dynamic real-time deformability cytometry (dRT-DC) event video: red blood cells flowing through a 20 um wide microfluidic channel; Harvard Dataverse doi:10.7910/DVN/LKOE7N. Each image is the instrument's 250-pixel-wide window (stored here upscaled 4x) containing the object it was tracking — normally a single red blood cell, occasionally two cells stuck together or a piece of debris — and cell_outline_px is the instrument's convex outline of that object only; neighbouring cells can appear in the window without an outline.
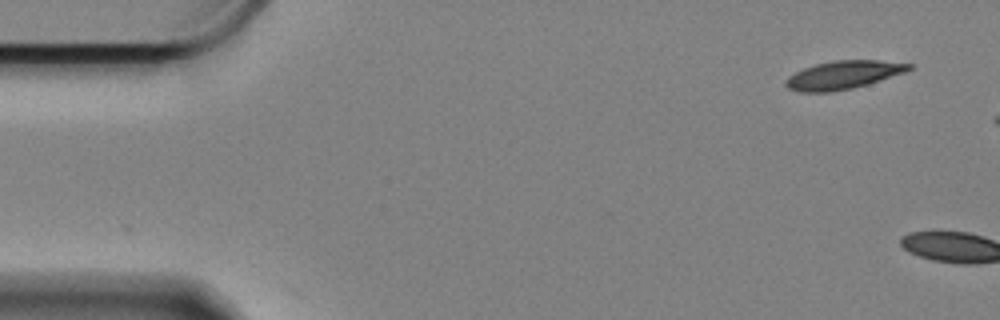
{"species": "Egyptian fruit bat (a non-hibernating species)", "species_latin": "Rousettus aegyptiacus", "temperature_condition": "cold", "stored_images_in_passage": 3, "camera_frame_rate_fps": 3000, "um_per_image_px": 0.085, "animal": {"sex": "female"}, "frame": {"image": 1, "passage_image": 1, "time_ms": 0.0, "image_size_px": [1000, 320], "cell_outline_px": [[916, 64], [908, 72], [868, 84], [852, 88], [828, 92], [800, 92], [788, 88], [784, 84], [784, 80], [788, 76], [804, 68], [816, 64], [832, 60], [880, 60]], "centroid_in_image_um": [71.72, 6.36], "position_along_channel_um": 13.3, "area_um2": 20.52}}